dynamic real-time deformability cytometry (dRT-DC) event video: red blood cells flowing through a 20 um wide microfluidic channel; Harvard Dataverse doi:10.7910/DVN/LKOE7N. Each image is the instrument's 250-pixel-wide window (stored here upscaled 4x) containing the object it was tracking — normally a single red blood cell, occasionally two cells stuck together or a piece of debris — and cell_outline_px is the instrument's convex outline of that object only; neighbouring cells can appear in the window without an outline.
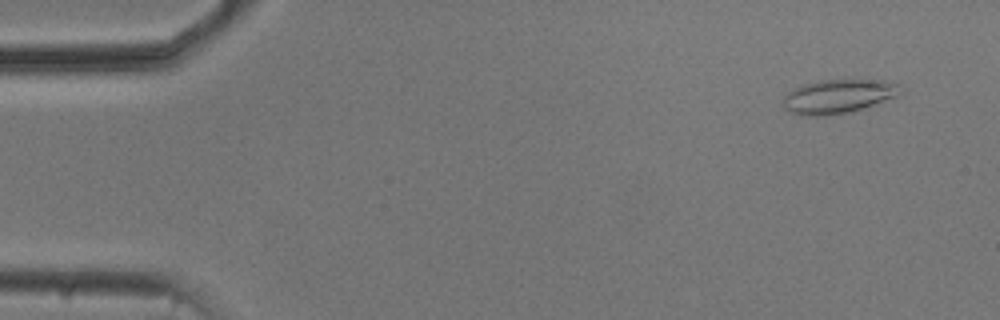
{"species": "common noctule bat (a hibernating species)", "species_latin": "Nyctalus noctula", "temperature_condition": "cold", "stored_images_in_passage": 51, "camera_frame_rate_fps": 3000, "um_per_image_px": 0.085, "animal": {"sex": "male", "body_mass_g": 20.5, "forearm_length_mm": 52.5}, "frame": {"image": 1, "passage_image": 1, "time_ms": 0.0, "image_size_px": [1000, 320], "cell_outline_px": [[900, 96], [848, 112], [824, 116], [808, 116], [792, 112], [784, 108], [780, 104], [784, 96], [792, 88], [804, 84], [820, 80], [852, 76], [884, 80], [900, 84]], "centroid_in_image_um": [71.27, 8.12], "position_along_channel_um": 13.7, "area_um2": 24.16}}
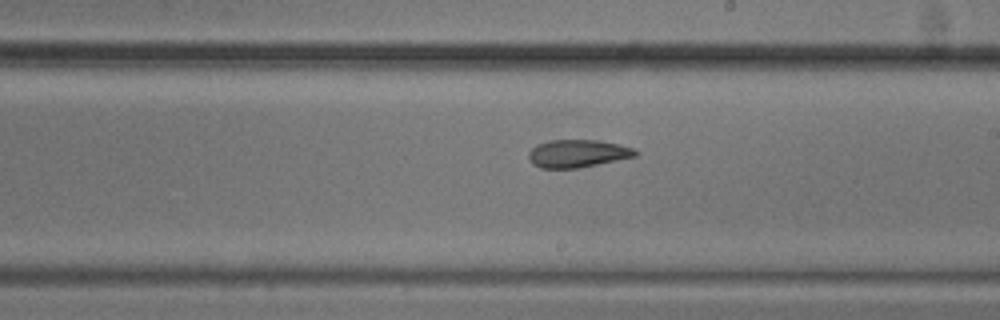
{"frame": {"image": 2, "passage_image": 28, "time_ms": 9.0, "image_size_px": [1000, 320], "cell_outline_px": [[640, 152], [636, 156], [576, 168], [540, 168], [532, 164], [528, 156], [528, 152], [536, 144], [548, 140], [596, 140], [620, 144], [632, 148]], "centroid_in_image_um": [49.06, 13.04], "position_along_channel_um": 239.9, "area_um2": 17.22}}
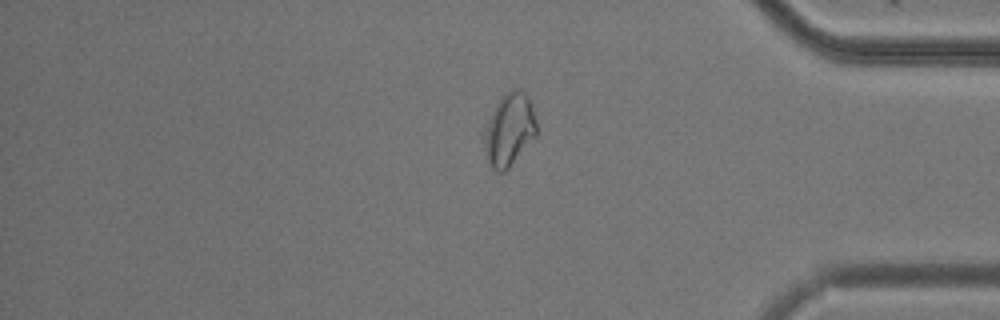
{"frame": {"image": 3, "passage_image": 42, "time_ms": 13.667, "image_size_px": [1000, 320], "cell_outline_px": [[536, 136], [508, 168], [504, 172], [496, 172], [492, 168], [488, 160], [480, 136], [480, 132], [496, 104], [504, 92], [512, 88], [520, 88], [528, 96], [536, 120]], "centroid_in_image_um": [43.23, 11.0], "position_along_channel_um": 392.0, "area_um2": 22.66}, "authors_computed_cell_mechanics": {"area_um2": 19.4786, "velocity_mm_per_s": 3.7397, "shape_relaxation_time_tau1_ms": null, "shape_relaxation_time_tau2_ms": 3.0158, "deformation_change_tau1": null, "deformation_change_tau2": 0.1032}}